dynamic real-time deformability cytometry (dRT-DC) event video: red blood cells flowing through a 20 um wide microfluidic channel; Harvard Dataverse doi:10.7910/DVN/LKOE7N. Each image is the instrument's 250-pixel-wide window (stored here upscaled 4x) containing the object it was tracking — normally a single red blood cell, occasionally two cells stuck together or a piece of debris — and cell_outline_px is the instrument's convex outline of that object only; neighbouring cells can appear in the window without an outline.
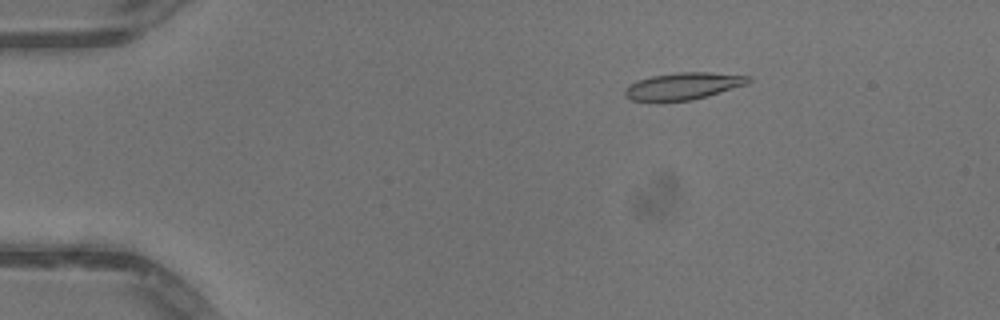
{"species": "common noctule bat (a hibernating species)", "species_latin": "Nyctalus noctula", "temperature_condition": "warm", "stored_images_in_passage": 51, "camera_frame_rate_fps": 3000, "um_per_image_px": 0.085, "animal": {"sex": "male", "body_mass_g": 13.3}, "frame": {"image": 1, "passage_image": 9, "time_ms": 2.667, "image_size_px": [1000, 320], "cell_outline_px": [[752, 80], [748, 84], [708, 96], [692, 100], [632, 100], [624, 96], [624, 88], [636, 80], [652, 76], [676, 72], [708, 72], [752, 76]], "centroid_in_image_um": [58.11, 7.3], "position_along_channel_um": 26.9, "area_um2": 19.42}}
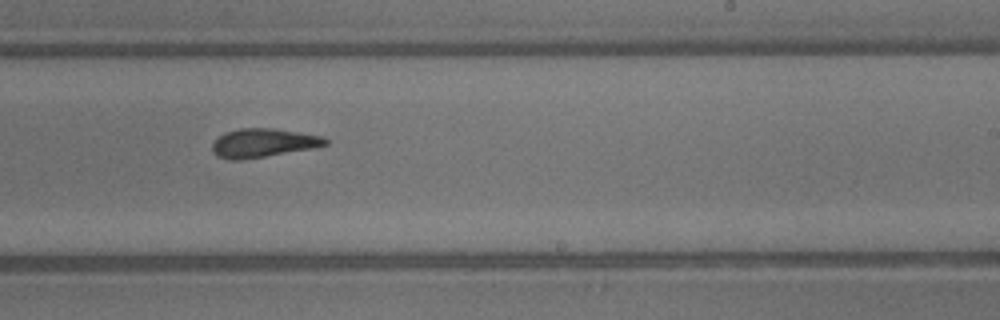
{"frame": {"image": 2, "passage_image": 32, "time_ms": 10.333, "image_size_px": [1000, 320], "cell_outline_px": [[328, 144], [312, 148], [240, 160], [228, 160], [216, 156], [212, 152], [212, 144], [224, 132], [240, 128], [276, 128], [324, 136], [328, 140]], "centroid_in_image_um": [22.35, 12.14], "position_along_channel_um": 266.6, "area_um2": 18.96}}
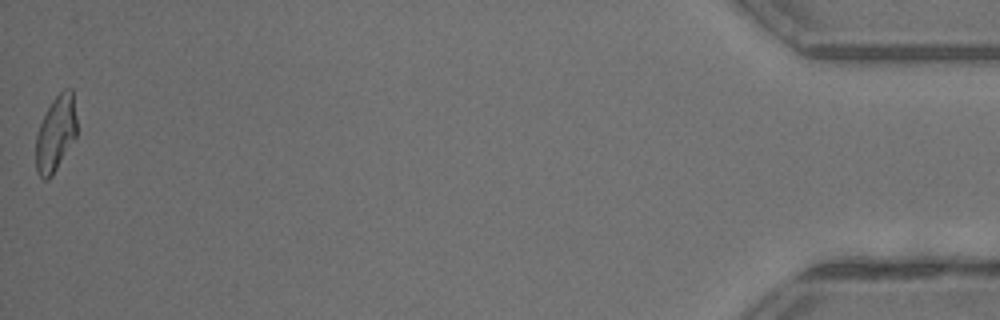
{"frame": {"image": 3, "passage_image": 51, "time_ms": 16.667, "image_size_px": [1000, 320], "cell_outline_px": [[76, 136], [52, 176], [48, 180], [44, 180], [36, 172], [36, 136], [40, 124], [52, 100], [64, 88], [72, 88], [76, 116]], "centroid_in_image_um": [4.73, 11.36], "position_along_channel_um": 430.5, "area_um2": 17.92}, "authors_computed_cell_mechanics": {"area_um2": 19.1318, "velocity_mm_per_s": 4.1114, "shape_relaxation_time_tau1_ms": 10.0166, "shape_relaxation_time_tau2_ms": 2.4094, "deformation_change_tau1": 0.2663, "deformation_change_tau2": 0.1027}}